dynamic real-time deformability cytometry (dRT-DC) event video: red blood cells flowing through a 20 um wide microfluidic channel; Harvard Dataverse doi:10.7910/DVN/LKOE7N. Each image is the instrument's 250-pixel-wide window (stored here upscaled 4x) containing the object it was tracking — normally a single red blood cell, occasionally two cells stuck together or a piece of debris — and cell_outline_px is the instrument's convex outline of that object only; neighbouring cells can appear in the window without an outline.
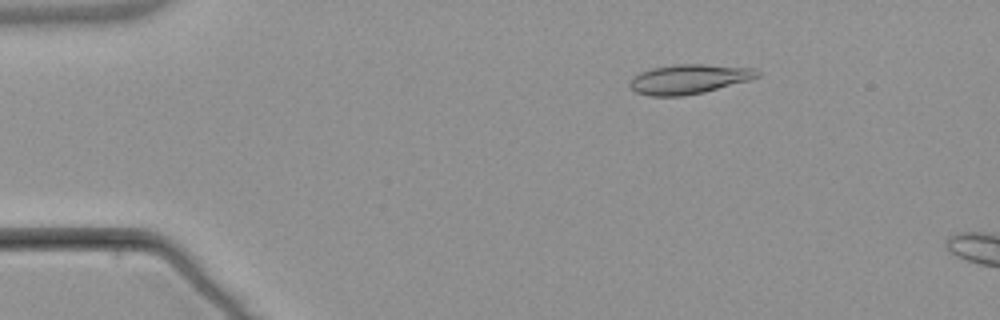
{"species": "common noctule bat (a hibernating species)", "species_latin": "Nyctalus noctula", "temperature_condition": "warm", "stored_images_in_passage": 3, "camera_frame_rate_fps": 3000, "um_per_image_px": 0.085, "animal": {"sex": "male", "body_mass_g": 21.5, "forearm_length_mm": 52.0}, "frame": {"image": 1, "passage_image": 2, "time_ms": 1.667, "image_size_px": [1000, 320], "cell_outline_px": [[760, 76], [748, 80], [704, 92], [684, 96], [648, 96], [636, 92], [628, 84], [640, 72], [652, 68], [676, 64], [704, 64], [756, 68], [760, 72]], "centroid_in_image_um": [58.58, 6.72], "position_along_channel_um": 26.4, "area_um2": 21.85}}